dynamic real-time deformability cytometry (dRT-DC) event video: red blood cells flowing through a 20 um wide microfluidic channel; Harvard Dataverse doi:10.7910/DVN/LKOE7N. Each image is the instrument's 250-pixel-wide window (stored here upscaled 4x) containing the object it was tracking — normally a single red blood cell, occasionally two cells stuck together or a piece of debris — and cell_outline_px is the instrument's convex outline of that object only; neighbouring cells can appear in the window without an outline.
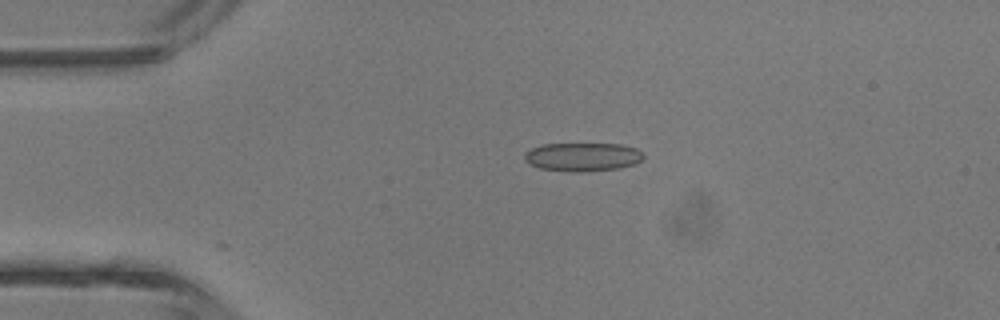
{"species": "common noctule bat (a hibernating species)", "species_latin": "Nyctalus noctula", "temperature_condition": "room temperature", "stored_images_in_passage": 2, "camera_frame_rate_fps": 3000, "um_per_image_px": 0.085, "animal": {"sex": "male", "body_mass_g": 13.3}, "frame": {"image": 1, "passage_image": 1, "time_ms": 0.0, "image_size_px": [1000, 320], "cell_outline_px": [[644, 156], [636, 164], [620, 168], [580, 172], [572, 172], [540, 168], [528, 164], [524, 160], [524, 156], [532, 148], [544, 144], [620, 144], [636, 148]], "centroid_in_image_um": [49.52, 13.34], "position_along_channel_um": 35.5, "area_um2": 19.71}}